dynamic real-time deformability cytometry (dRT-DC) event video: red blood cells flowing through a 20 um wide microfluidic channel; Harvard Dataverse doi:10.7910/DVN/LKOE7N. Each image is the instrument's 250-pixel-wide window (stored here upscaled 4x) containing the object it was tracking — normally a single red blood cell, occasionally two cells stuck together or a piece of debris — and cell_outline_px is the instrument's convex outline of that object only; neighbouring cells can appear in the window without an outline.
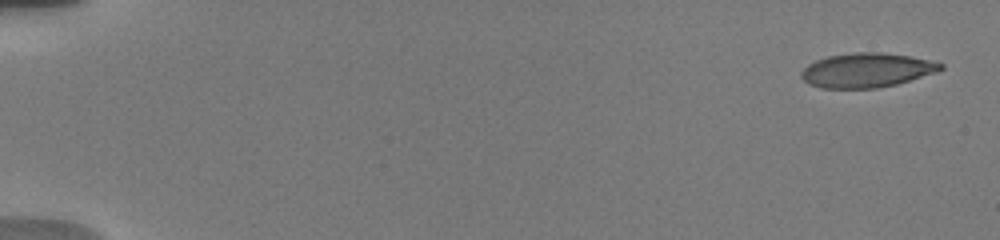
{"species": "human", "species_latin": "Homo sapiens", "temperature_condition": "warm", "stored_images_in_passage": 29, "camera_frame_rate_fps": 3000, "um_per_image_px": 0.085, "donor": {"sex": "male"}, "frame": {"image": 1, "passage_image": 1, "time_ms": 0.0, "image_size_px": [1000, 240], "cell_outline_px": [[944, 68], [936, 72], [896, 84], [876, 88], [820, 88], [808, 84], [800, 76], [800, 72], [808, 64], [816, 60], [828, 56], [852, 52], [880, 52], [908, 56], [928, 60], [944, 64]], "centroid_in_image_um": [73.63, 5.97], "position_along_channel_um": 11.4, "area_um2": 27.8}}
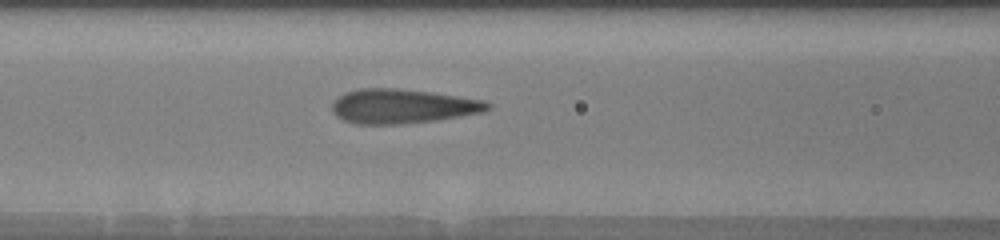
{"frame": {"image": 2, "passage_image": 10, "time_ms": 7.667, "image_size_px": [1000, 240], "cell_outline_px": [[492, 108], [484, 112], [436, 120], [400, 124], [356, 124], [344, 120], [336, 116], [332, 112], [332, 104], [344, 92], [360, 88], [396, 88], [432, 92], [484, 100], [492, 104]], "centroid_in_image_um": [34.23, 9.03], "position_along_channel_um": 132.4, "area_um2": 31.27}}
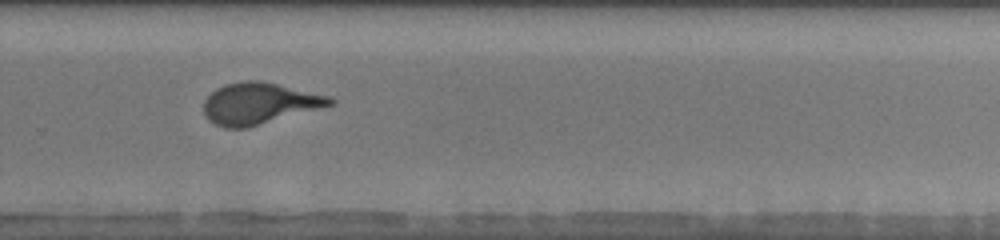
{"frame": {"image": 3, "passage_image": 17, "time_ms": 12.333, "image_size_px": [1000, 240], "cell_outline_px": [[336, 100], [332, 104], [244, 128], [224, 128], [208, 120], [204, 112], [204, 100], [216, 88], [224, 84], [244, 80], [260, 80], [328, 96]], "centroid_in_image_um": [21.95, 8.77], "position_along_channel_um": 307.8, "area_um2": 29.77}}